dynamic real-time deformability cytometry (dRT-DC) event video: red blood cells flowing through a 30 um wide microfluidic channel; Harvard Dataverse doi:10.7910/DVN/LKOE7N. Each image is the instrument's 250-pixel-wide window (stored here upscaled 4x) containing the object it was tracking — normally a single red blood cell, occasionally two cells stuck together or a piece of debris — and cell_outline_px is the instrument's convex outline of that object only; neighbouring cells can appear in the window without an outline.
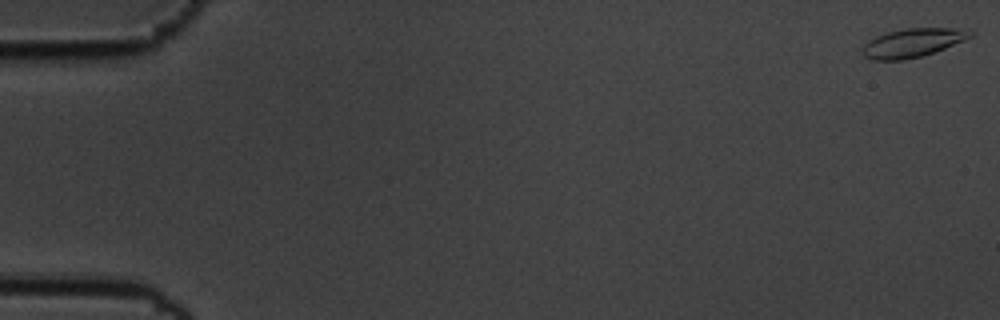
{"species": "common noctule bat (a hibernating species)", "species_latin": "Nyctalus noctula", "temperature_condition": "cold", "stored_images_in_passage": 59, "camera_frame_rate_fps": 3000, "um_per_image_px": 0.085, "animal": {"sex": "male", "body_mass_g": 19.5, "forearm_length_mm": 54.6}, "frame": {"image": 1, "passage_image": 1, "time_ms": 0.0, "image_size_px": [1000, 320], "cell_outline_px": [[976, 32], [972, 36], [964, 40], [944, 48], [920, 56], [900, 60], [872, 60], [864, 56], [860, 52], [864, 44], [868, 40], [876, 36], [888, 32], [904, 28], [968, 28]], "centroid_in_image_um": [77.57, 3.62], "position_along_channel_um": 7.4, "area_um2": 18.09}}
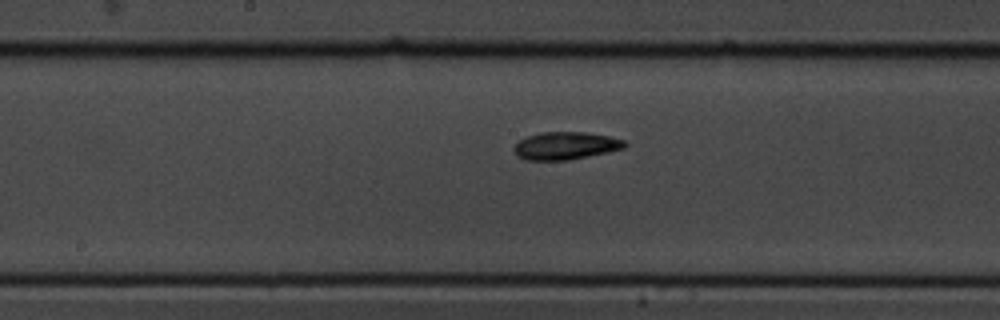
{"frame": {"image": 2, "passage_image": 31, "time_ms": 10.0, "image_size_px": [1000, 320], "cell_outline_px": [[628, 144], [624, 148], [608, 152], [568, 160], [524, 160], [516, 156], [512, 148], [520, 140], [528, 136], [540, 132], [584, 132], [608, 136], [624, 140]], "centroid_in_image_um": [48.05, 12.39], "position_along_channel_um": 200.2, "area_um2": 17.86}}
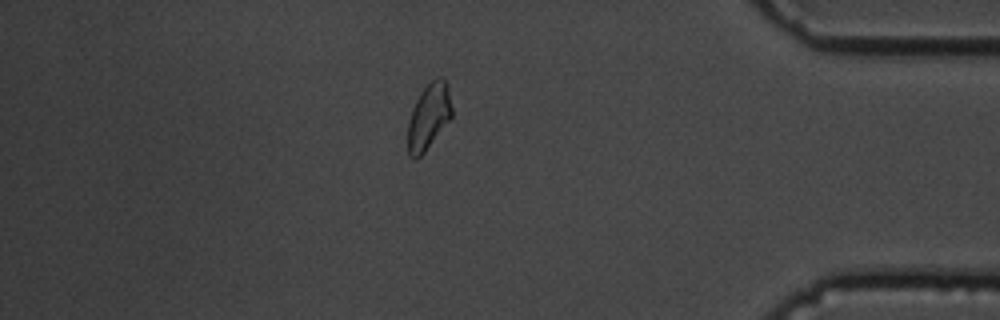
{"frame": {"image": 3, "passage_image": 51, "time_ms": 16.667, "image_size_px": [1000, 320], "cell_outline_px": [[452, 116], [424, 152], [416, 160], [412, 160], [408, 156], [408, 124], [412, 108], [420, 92], [432, 80], [440, 76], [448, 84], [452, 108]], "centroid_in_image_um": [36.43, 9.91], "position_along_channel_um": 398.8, "area_um2": 16.82}, "authors_computed_cell_mechanics": {"area_um2": 17.8024, "velocity_mm_per_s": 3.4585, "shape_relaxation_time_tau1_ms": 2.6155, "shape_relaxation_time_tau2_ms": 5.8214, "deformation_change_tau1": 0.0897, "deformation_change_tau2": 0.1074}}